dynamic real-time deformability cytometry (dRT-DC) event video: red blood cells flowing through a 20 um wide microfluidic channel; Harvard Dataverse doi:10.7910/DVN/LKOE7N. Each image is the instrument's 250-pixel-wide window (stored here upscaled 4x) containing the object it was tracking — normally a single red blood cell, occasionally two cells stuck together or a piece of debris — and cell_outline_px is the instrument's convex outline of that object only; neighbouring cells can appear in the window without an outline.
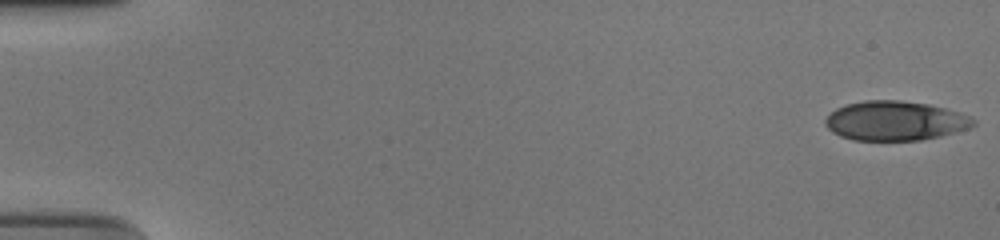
{"species": "human", "species_latin": "Homo sapiens", "temperature_condition": "cold", "stored_images_in_passage": 55, "camera_frame_rate_fps": 3000, "um_per_image_px": 0.085, "donor": {"sex": "male"}, "frame": {"image": 1, "passage_image": 1, "time_ms": 0.0, "image_size_px": [1000, 240], "cell_outline_px": [[976, 124], [968, 128], [940, 136], [920, 140], [852, 140], [840, 136], [832, 132], [824, 124], [824, 120], [836, 108], [848, 104], [864, 100], [900, 100], [928, 104], [944, 108], [968, 116], [976, 120]], "centroid_in_image_um": [76.05, 10.27], "position_along_channel_um": 8.9, "area_um2": 33.81}}
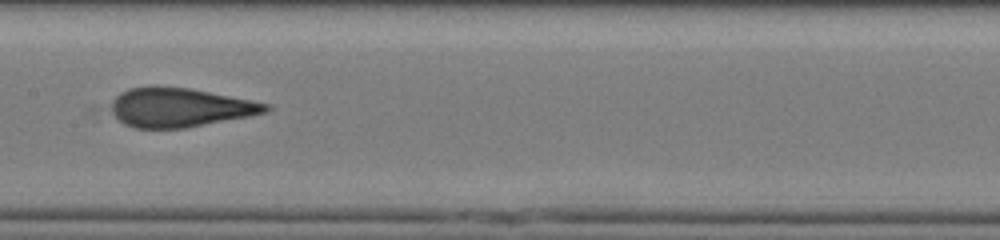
{"frame": {"image": 2, "passage_image": 29, "time_ms": 9.333, "image_size_px": [1000, 240], "cell_outline_px": [[272, 108], [264, 112], [248, 116], [184, 128], [136, 128], [124, 124], [112, 112], [112, 100], [120, 92], [128, 88], [156, 84], [188, 88], [272, 104]], "centroid_in_image_um": [15.25, 9.11], "position_along_channel_um": 192.1, "area_um2": 35.2}}
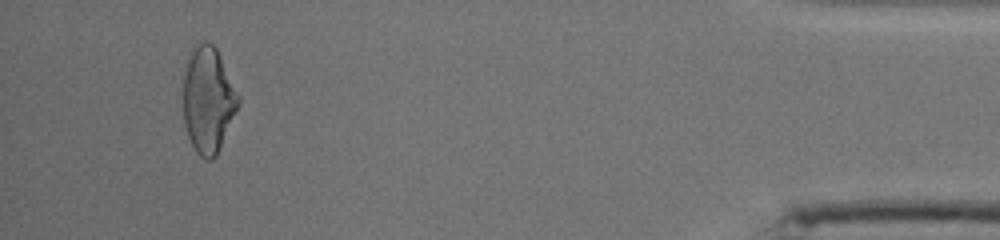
{"frame": {"image": 3, "passage_image": 52, "time_ms": 17.0, "image_size_px": [1000, 240], "cell_outline_px": [[240, 104], [216, 156], [212, 160], [208, 160], [200, 156], [196, 152], [188, 136], [184, 124], [184, 72], [188, 60], [192, 52], [204, 40], [212, 44], [216, 48], [240, 96]], "centroid_in_image_um": [17.71, 8.53], "position_along_channel_um": 417.5, "area_um2": 33.64}, "authors_computed_cell_mechanics": {"area_um2": 34.8534, "velocity_mm_per_s": 3.7561, "shape_relaxation_time_tau1_ms": 7.2551, "shape_relaxation_time_tau2_ms": 1.0128, "deformation_change_tau1": 0.2238, "deformation_change_tau2": 0.0781}}